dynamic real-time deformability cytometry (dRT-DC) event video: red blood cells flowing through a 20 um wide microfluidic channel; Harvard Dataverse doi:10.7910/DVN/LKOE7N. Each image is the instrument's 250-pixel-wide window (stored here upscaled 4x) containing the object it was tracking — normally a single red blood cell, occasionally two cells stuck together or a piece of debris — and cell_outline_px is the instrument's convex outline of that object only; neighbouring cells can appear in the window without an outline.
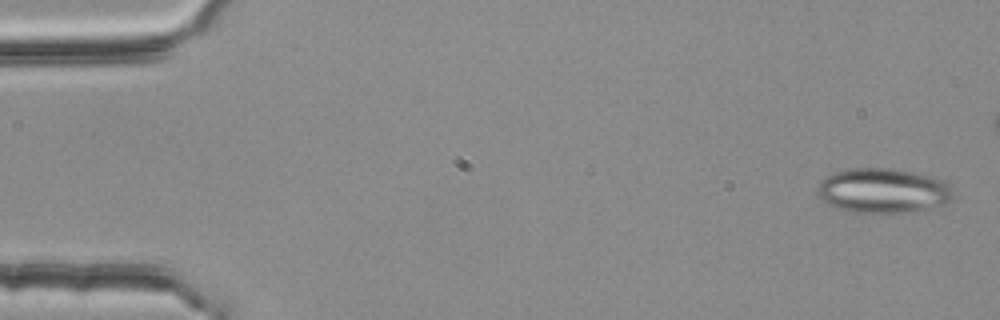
{"species": "common noctule bat (a hibernating species)", "species_latin": "Nyctalus noctula", "temperature_condition": "room temperature", "stored_images_in_passage": 5, "camera_frame_rate_fps": 3000, "um_per_image_px": 0.085, "animal": {"sex": "female", "body_mass_g": 25.1}, "frame": {"image": 1, "passage_image": 1, "time_ms": 0.0, "image_size_px": [1000, 320], "cell_outline_px": [[956, 196], [952, 200], [944, 204], [932, 208], [904, 212], [852, 212], [836, 208], [828, 204], [820, 196], [816, 188], [820, 180], [836, 172], [848, 168], [888, 168], [912, 172], [940, 180], [948, 184], [952, 188]], "centroid_in_image_um": [75.06, 16.21], "position_along_channel_um": 9.9, "area_um2": 35.2}}